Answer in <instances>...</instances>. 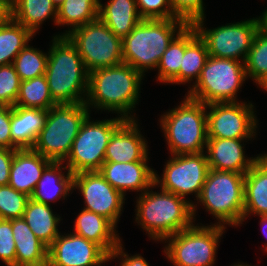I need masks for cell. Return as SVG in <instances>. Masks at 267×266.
I'll list each match as a JSON object with an SVG mask.
<instances>
[{"label": "cell", "instance_id": "cell-26", "mask_svg": "<svg viewBox=\"0 0 267 266\" xmlns=\"http://www.w3.org/2000/svg\"><path fill=\"white\" fill-rule=\"evenodd\" d=\"M98 18L121 39L142 20L137 10L136 0H109L105 5L99 2Z\"/></svg>", "mask_w": 267, "mask_h": 266}, {"label": "cell", "instance_id": "cell-34", "mask_svg": "<svg viewBox=\"0 0 267 266\" xmlns=\"http://www.w3.org/2000/svg\"><path fill=\"white\" fill-rule=\"evenodd\" d=\"M184 56V29L172 40L157 66V81L179 85V70Z\"/></svg>", "mask_w": 267, "mask_h": 266}, {"label": "cell", "instance_id": "cell-37", "mask_svg": "<svg viewBox=\"0 0 267 266\" xmlns=\"http://www.w3.org/2000/svg\"><path fill=\"white\" fill-rule=\"evenodd\" d=\"M21 80L13 64L0 66V106H15Z\"/></svg>", "mask_w": 267, "mask_h": 266}, {"label": "cell", "instance_id": "cell-30", "mask_svg": "<svg viewBox=\"0 0 267 266\" xmlns=\"http://www.w3.org/2000/svg\"><path fill=\"white\" fill-rule=\"evenodd\" d=\"M100 0H65L57 8L58 26L70 25V29L58 36H67L74 29L98 19Z\"/></svg>", "mask_w": 267, "mask_h": 266}, {"label": "cell", "instance_id": "cell-36", "mask_svg": "<svg viewBox=\"0 0 267 266\" xmlns=\"http://www.w3.org/2000/svg\"><path fill=\"white\" fill-rule=\"evenodd\" d=\"M29 198L10 185L0 186V219L22 218Z\"/></svg>", "mask_w": 267, "mask_h": 266}, {"label": "cell", "instance_id": "cell-20", "mask_svg": "<svg viewBox=\"0 0 267 266\" xmlns=\"http://www.w3.org/2000/svg\"><path fill=\"white\" fill-rule=\"evenodd\" d=\"M51 162L33 149L15 150L10 167L9 185L30 197L44 169Z\"/></svg>", "mask_w": 267, "mask_h": 266}, {"label": "cell", "instance_id": "cell-35", "mask_svg": "<svg viewBox=\"0 0 267 266\" xmlns=\"http://www.w3.org/2000/svg\"><path fill=\"white\" fill-rule=\"evenodd\" d=\"M48 52L26 45L15 57L13 65L21 81H26L46 72Z\"/></svg>", "mask_w": 267, "mask_h": 266}, {"label": "cell", "instance_id": "cell-23", "mask_svg": "<svg viewBox=\"0 0 267 266\" xmlns=\"http://www.w3.org/2000/svg\"><path fill=\"white\" fill-rule=\"evenodd\" d=\"M47 115L48 110L13 106L10 123L12 143L18 149H32Z\"/></svg>", "mask_w": 267, "mask_h": 266}, {"label": "cell", "instance_id": "cell-47", "mask_svg": "<svg viewBox=\"0 0 267 266\" xmlns=\"http://www.w3.org/2000/svg\"><path fill=\"white\" fill-rule=\"evenodd\" d=\"M65 0H52L53 4L58 8Z\"/></svg>", "mask_w": 267, "mask_h": 266}, {"label": "cell", "instance_id": "cell-49", "mask_svg": "<svg viewBox=\"0 0 267 266\" xmlns=\"http://www.w3.org/2000/svg\"><path fill=\"white\" fill-rule=\"evenodd\" d=\"M0 1H5L7 2L11 7H13L14 1L15 0H0Z\"/></svg>", "mask_w": 267, "mask_h": 266}, {"label": "cell", "instance_id": "cell-29", "mask_svg": "<svg viewBox=\"0 0 267 266\" xmlns=\"http://www.w3.org/2000/svg\"><path fill=\"white\" fill-rule=\"evenodd\" d=\"M49 17L57 23V7L52 0H15L12 19L27 28L34 36Z\"/></svg>", "mask_w": 267, "mask_h": 266}, {"label": "cell", "instance_id": "cell-24", "mask_svg": "<svg viewBox=\"0 0 267 266\" xmlns=\"http://www.w3.org/2000/svg\"><path fill=\"white\" fill-rule=\"evenodd\" d=\"M64 162H51L43 171L41 178L37 182L30 199L34 201L51 205L49 202H55L58 199H64L69 196L73 189L74 174L70 172ZM67 170L62 173V170Z\"/></svg>", "mask_w": 267, "mask_h": 266}, {"label": "cell", "instance_id": "cell-7", "mask_svg": "<svg viewBox=\"0 0 267 266\" xmlns=\"http://www.w3.org/2000/svg\"><path fill=\"white\" fill-rule=\"evenodd\" d=\"M245 175L209 169L197 199L225 227L243 224Z\"/></svg>", "mask_w": 267, "mask_h": 266}, {"label": "cell", "instance_id": "cell-4", "mask_svg": "<svg viewBox=\"0 0 267 266\" xmlns=\"http://www.w3.org/2000/svg\"><path fill=\"white\" fill-rule=\"evenodd\" d=\"M188 24L179 18L142 19L122 39L123 62L143 76L148 69H156L172 40Z\"/></svg>", "mask_w": 267, "mask_h": 266}, {"label": "cell", "instance_id": "cell-50", "mask_svg": "<svg viewBox=\"0 0 267 266\" xmlns=\"http://www.w3.org/2000/svg\"><path fill=\"white\" fill-rule=\"evenodd\" d=\"M261 88L267 92V82Z\"/></svg>", "mask_w": 267, "mask_h": 266}, {"label": "cell", "instance_id": "cell-5", "mask_svg": "<svg viewBox=\"0 0 267 266\" xmlns=\"http://www.w3.org/2000/svg\"><path fill=\"white\" fill-rule=\"evenodd\" d=\"M206 104L187 95L160 119L171 155L205 152L207 135Z\"/></svg>", "mask_w": 267, "mask_h": 266}, {"label": "cell", "instance_id": "cell-46", "mask_svg": "<svg viewBox=\"0 0 267 266\" xmlns=\"http://www.w3.org/2000/svg\"><path fill=\"white\" fill-rule=\"evenodd\" d=\"M262 15H263V20H264V26L267 27V9L264 10Z\"/></svg>", "mask_w": 267, "mask_h": 266}, {"label": "cell", "instance_id": "cell-10", "mask_svg": "<svg viewBox=\"0 0 267 266\" xmlns=\"http://www.w3.org/2000/svg\"><path fill=\"white\" fill-rule=\"evenodd\" d=\"M90 118L89 114L81 124L70 154L64 161L72 174L99 171L104 163L111 135L125 121L120 116L96 121Z\"/></svg>", "mask_w": 267, "mask_h": 266}, {"label": "cell", "instance_id": "cell-3", "mask_svg": "<svg viewBox=\"0 0 267 266\" xmlns=\"http://www.w3.org/2000/svg\"><path fill=\"white\" fill-rule=\"evenodd\" d=\"M45 76L56 104L85 103L89 73L67 36H53Z\"/></svg>", "mask_w": 267, "mask_h": 266}, {"label": "cell", "instance_id": "cell-33", "mask_svg": "<svg viewBox=\"0 0 267 266\" xmlns=\"http://www.w3.org/2000/svg\"><path fill=\"white\" fill-rule=\"evenodd\" d=\"M244 65L246 77L259 87L267 82V27L264 25L256 33Z\"/></svg>", "mask_w": 267, "mask_h": 266}, {"label": "cell", "instance_id": "cell-19", "mask_svg": "<svg viewBox=\"0 0 267 266\" xmlns=\"http://www.w3.org/2000/svg\"><path fill=\"white\" fill-rule=\"evenodd\" d=\"M244 140L208 138L205 153L210 169L246 174L261 155L245 157ZM243 142V143H242Z\"/></svg>", "mask_w": 267, "mask_h": 266}, {"label": "cell", "instance_id": "cell-25", "mask_svg": "<svg viewBox=\"0 0 267 266\" xmlns=\"http://www.w3.org/2000/svg\"><path fill=\"white\" fill-rule=\"evenodd\" d=\"M12 231L15 266H47L48 247L35 236L23 217L12 219Z\"/></svg>", "mask_w": 267, "mask_h": 266}, {"label": "cell", "instance_id": "cell-18", "mask_svg": "<svg viewBox=\"0 0 267 266\" xmlns=\"http://www.w3.org/2000/svg\"><path fill=\"white\" fill-rule=\"evenodd\" d=\"M148 161L130 163L104 162L99 172L105 180L124 196L126 191H137L141 194L150 187L154 188L153 168L148 166Z\"/></svg>", "mask_w": 267, "mask_h": 266}, {"label": "cell", "instance_id": "cell-42", "mask_svg": "<svg viewBox=\"0 0 267 266\" xmlns=\"http://www.w3.org/2000/svg\"><path fill=\"white\" fill-rule=\"evenodd\" d=\"M122 243L120 242L117 247L108 255V261L116 258H121L120 266H149V263L140 255L135 254L129 256L124 252L125 248L123 249Z\"/></svg>", "mask_w": 267, "mask_h": 266}, {"label": "cell", "instance_id": "cell-40", "mask_svg": "<svg viewBox=\"0 0 267 266\" xmlns=\"http://www.w3.org/2000/svg\"><path fill=\"white\" fill-rule=\"evenodd\" d=\"M15 255L12 219H0V259L7 266H15Z\"/></svg>", "mask_w": 267, "mask_h": 266}, {"label": "cell", "instance_id": "cell-2", "mask_svg": "<svg viewBox=\"0 0 267 266\" xmlns=\"http://www.w3.org/2000/svg\"><path fill=\"white\" fill-rule=\"evenodd\" d=\"M150 190L151 187L136 197L135 221L151 239L163 242L193 225L196 203L195 206L190 200L162 189L160 192Z\"/></svg>", "mask_w": 267, "mask_h": 266}, {"label": "cell", "instance_id": "cell-28", "mask_svg": "<svg viewBox=\"0 0 267 266\" xmlns=\"http://www.w3.org/2000/svg\"><path fill=\"white\" fill-rule=\"evenodd\" d=\"M50 206L29 198L23 214V219L35 236L47 247L60 234L58 224L61 221V217L54 214Z\"/></svg>", "mask_w": 267, "mask_h": 266}, {"label": "cell", "instance_id": "cell-14", "mask_svg": "<svg viewBox=\"0 0 267 266\" xmlns=\"http://www.w3.org/2000/svg\"><path fill=\"white\" fill-rule=\"evenodd\" d=\"M206 108L208 138H255L258 120L251 102H217Z\"/></svg>", "mask_w": 267, "mask_h": 266}, {"label": "cell", "instance_id": "cell-43", "mask_svg": "<svg viewBox=\"0 0 267 266\" xmlns=\"http://www.w3.org/2000/svg\"><path fill=\"white\" fill-rule=\"evenodd\" d=\"M17 149L0 148V186L9 185L10 167Z\"/></svg>", "mask_w": 267, "mask_h": 266}, {"label": "cell", "instance_id": "cell-16", "mask_svg": "<svg viewBox=\"0 0 267 266\" xmlns=\"http://www.w3.org/2000/svg\"><path fill=\"white\" fill-rule=\"evenodd\" d=\"M108 254L96 243L75 233L59 234L48 247L47 266H102Z\"/></svg>", "mask_w": 267, "mask_h": 266}, {"label": "cell", "instance_id": "cell-11", "mask_svg": "<svg viewBox=\"0 0 267 266\" xmlns=\"http://www.w3.org/2000/svg\"><path fill=\"white\" fill-rule=\"evenodd\" d=\"M263 25V15L208 30L204 27V18L192 24L199 37L205 42L209 56L233 59L243 63L256 33Z\"/></svg>", "mask_w": 267, "mask_h": 266}, {"label": "cell", "instance_id": "cell-8", "mask_svg": "<svg viewBox=\"0 0 267 266\" xmlns=\"http://www.w3.org/2000/svg\"><path fill=\"white\" fill-rule=\"evenodd\" d=\"M246 79L242 61L208 56L198 80L191 85L187 96L206 105L237 102V93Z\"/></svg>", "mask_w": 267, "mask_h": 266}, {"label": "cell", "instance_id": "cell-38", "mask_svg": "<svg viewBox=\"0 0 267 266\" xmlns=\"http://www.w3.org/2000/svg\"><path fill=\"white\" fill-rule=\"evenodd\" d=\"M170 5L173 15L188 25L205 18L203 0H170Z\"/></svg>", "mask_w": 267, "mask_h": 266}, {"label": "cell", "instance_id": "cell-45", "mask_svg": "<svg viewBox=\"0 0 267 266\" xmlns=\"http://www.w3.org/2000/svg\"><path fill=\"white\" fill-rule=\"evenodd\" d=\"M260 217V226L262 225V232L265 236H267V230H266V226H267V215H263V216H259ZM263 227H265V230L263 229ZM264 251L267 252V244L265 245Z\"/></svg>", "mask_w": 267, "mask_h": 266}, {"label": "cell", "instance_id": "cell-15", "mask_svg": "<svg viewBox=\"0 0 267 266\" xmlns=\"http://www.w3.org/2000/svg\"><path fill=\"white\" fill-rule=\"evenodd\" d=\"M78 189L86 205L83 209L102 215L116 227L122 214L125 196L113 188L99 171L74 174L73 189Z\"/></svg>", "mask_w": 267, "mask_h": 266}, {"label": "cell", "instance_id": "cell-9", "mask_svg": "<svg viewBox=\"0 0 267 266\" xmlns=\"http://www.w3.org/2000/svg\"><path fill=\"white\" fill-rule=\"evenodd\" d=\"M226 227L211 224H193L167 237L164 253L174 266H213L219 240Z\"/></svg>", "mask_w": 267, "mask_h": 266}, {"label": "cell", "instance_id": "cell-31", "mask_svg": "<svg viewBox=\"0 0 267 266\" xmlns=\"http://www.w3.org/2000/svg\"><path fill=\"white\" fill-rule=\"evenodd\" d=\"M34 35L24 26L11 19L0 27V66L13 64L15 57Z\"/></svg>", "mask_w": 267, "mask_h": 266}, {"label": "cell", "instance_id": "cell-22", "mask_svg": "<svg viewBox=\"0 0 267 266\" xmlns=\"http://www.w3.org/2000/svg\"><path fill=\"white\" fill-rule=\"evenodd\" d=\"M77 235L99 245L108 255L122 241L116 232V226L102 215L83 209L74 221Z\"/></svg>", "mask_w": 267, "mask_h": 266}, {"label": "cell", "instance_id": "cell-6", "mask_svg": "<svg viewBox=\"0 0 267 266\" xmlns=\"http://www.w3.org/2000/svg\"><path fill=\"white\" fill-rule=\"evenodd\" d=\"M85 103L56 104L32 149L53 162H64L83 121L90 114Z\"/></svg>", "mask_w": 267, "mask_h": 266}, {"label": "cell", "instance_id": "cell-39", "mask_svg": "<svg viewBox=\"0 0 267 266\" xmlns=\"http://www.w3.org/2000/svg\"><path fill=\"white\" fill-rule=\"evenodd\" d=\"M138 13L142 19H173L170 0H136Z\"/></svg>", "mask_w": 267, "mask_h": 266}, {"label": "cell", "instance_id": "cell-41", "mask_svg": "<svg viewBox=\"0 0 267 266\" xmlns=\"http://www.w3.org/2000/svg\"><path fill=\"white\" fill-rule=\"evenodd\" d=\"M11 114L12 107L0 106V148L18 149L11 141Z\"/></svg>", "mask_w": 267, "mask_h": 266}, {"label": "cell", "instance_id": "cell-44", "mask_svg": "<svg viewBox=\"0 0 267 266\" xmlns=\"http://www.w3.org/2000/svg\"><path fill=\"white\" fill-rule=\"evenodd\" d=\"M12 19V7L5 1H0V27Z\"/></svg>", "mask_w": 267, "mask_h": 266}, {"label": "cell", "instance_id": "cell-48", "mask_svg": "<svg viewBox=\"0 0 267 266\" xmlns=\"http://www.w3.org/2000/svg\"><path fill=\"white\" fill-rule=\"evenodd\" d=\"M232 266H252V265H248L247 263L245 264L243 262L242 263L240 262L238 264L237 263H234Z\"/></svg>", "mask_w": 267, "mask_h": 266}, {"label": "cell", "instance_id": "cell-12", "mask_svg": "<svg viewBox=\"0 0 267 266\" xmlns=\"http://www.w3.org/2000/svg\"><path fill=\"white\" fill-rule=\"evenodd\" d=\"M76 46L88 73L123 63L122 39L99 18L67 35Z\"/></svg>", "mask_w": 267, "mask_h": 266}, {"label": "cell", "instance_id": "cell-32", "mask_svg": "<svg viewBox=\"0 0 267 266\" xmlns=\"http://www.w3.org/2000/svg\"><path fill=\"white\" fill-rule=\"evenodd\" d=\"M54 105L45 74L21 81L15 106L49 110Z\"/></svg>", "mask_w": 267, "mask_h": 266}, {"label": "cell", "instance_id": "cell-1", "mask_svg": "<svg viewBox=\"0 0 267 266\" xmlns=\"http://www.w3.org/2000/svg\"><path fill=\"white\" fill-rule=\"evenodd\" d=\"M143 77L124 62L94 70L89 73L85 104L89 110L94 106L97 110L117 113L125 120H135L131 110L138 104Z\"/></svg>", "mask_w": 267, "mask_h": 266}, {"label": "cell", "instance_id": "cell-17", "mask_svg": "<svg viewBox=\"0 0 267 266\" xmlns=\"http://www.w3.org/2000/svg\"><path fill=\"white\" fill-rule=\"evenodd\" d=\"M137 120H125L111 135L104 162L148 161V145Z\"/></svg>", "mask_w": 267, "mask_h": 266}, {"label": "cell", "instance_id": "cell-27", "mask_svg": "<svg viewBox=\"0 0 267 266\" xmlns=\"http://www.w3.org/2000/svg\"><path fill=\"white\" fill-rule=\"evenodd\" d=\"M209 54L205 42L192 25L184 28V56L179 70V84L198 80ZM190 81V82H189Z\"/></svg>", "mask_w": 267, "mask_h": 266}, {"label": "cell", "instance_id": "cell-13", "mask_svg": "<svg viewBox=\"0 0 267 266\" xmlns=\"http://www.w3.org/2000/svg\"><path fill=\"white\" fill-rule=\"evenodd\" d=\"M209 169L205 152L171 155L162 177L154 172V184L183 199L193 193L197 200Z\"/></svg>", "mask_w": 267, "mask_h": 266}, {"label": "cell", "instance_id": "cell-21", "mask_svg": "<svg viewBox=\"0 0 267 266\" xmlns=\"http://www.w3.org/2000/svg\"><path fill=\"white\" fill-rule=\"evenodd\" d=\"M250 214L267 215V153L245 174L243 222Z\"/></svg>", "mask_w": 267, "mask_h": 266}]
</instances>
